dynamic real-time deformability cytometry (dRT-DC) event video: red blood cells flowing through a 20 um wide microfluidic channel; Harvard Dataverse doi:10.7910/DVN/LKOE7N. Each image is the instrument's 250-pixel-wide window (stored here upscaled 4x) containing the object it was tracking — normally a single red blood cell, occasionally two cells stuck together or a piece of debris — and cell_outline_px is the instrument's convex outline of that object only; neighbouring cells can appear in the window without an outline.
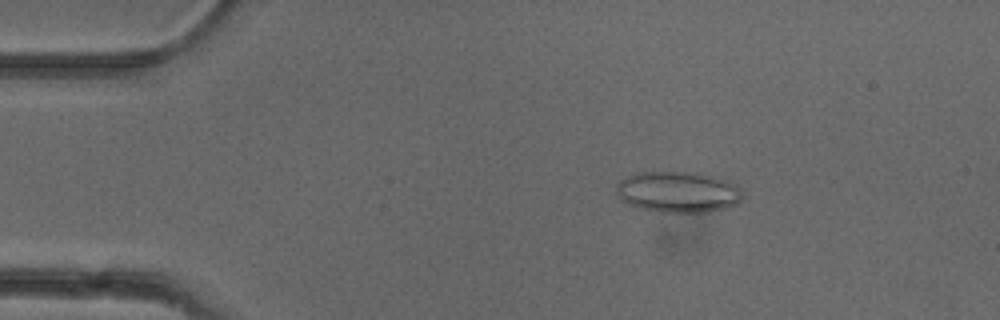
{"species": "common noctule bat (a hibernating species)", "species_latin": "Nyctalus noctula", "temperature_condition": "cold", "stored_images_in_passage": 44, "camera_frame_rate_fps": 3000, "um_per_image_px": 0.085, "animal": {"sex": "female"}, "frame": {"image": 1, "passage_image": 1, "time_ms": 0.0, "image_size_px": [1000, 320], "cell_outline_px": [[740, 200], [736, 204], [724, 208], [708, 212], [660, 212], [640, 208], [628, 204], [620, 200], [616, 192], [616, 184], [620, 180], [628, 176], [640, 172], [700, 172], [728, 180], [736, 184], [740, 188]], "centroid_in_image_um": [57.61, 16.31], "position_along_channel_um": 27.4, "area_um2": 30.35}}
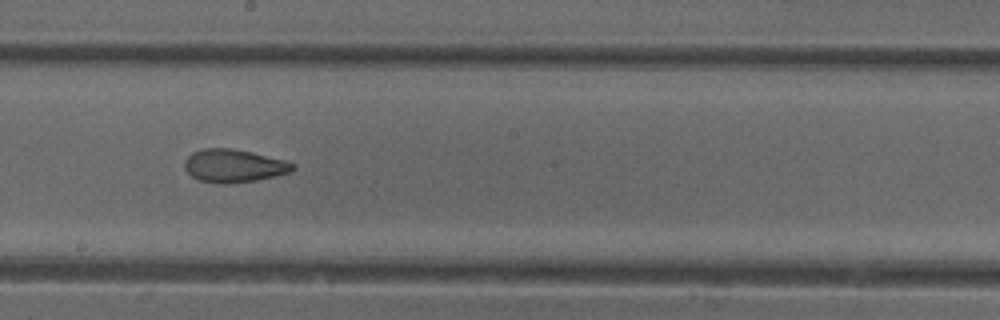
{"frame": {"image": 2, "passage_image": 21, "time_ms": 6.667, "image_size_px": [1000, 320], "cell_outline_px": [[296, 168], [292, 172], [276, 176], [256, 180], [228, 184], [220, 184], [200, 180], [192, 176], [184, 168], [184, 160], [192, 152], [204, 148], [232, 148], [252, 152], [284, 160], [296, 164]], "centroid_in_image_um": [19.89, 14.09], "position_along_channel_um": 228.3, "area_um2": 20.98}}
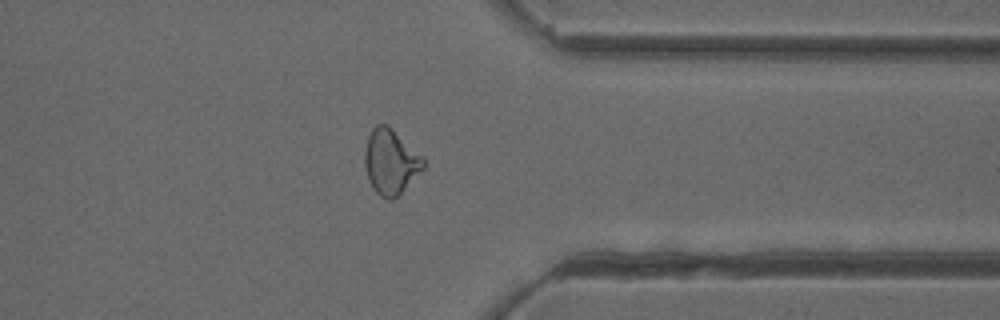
{"frame": {"image": 3, "passage_image": 33, "time_ms": 10.667, "image_size_px": [1000, 320], "cell_outline_px": [[424, 168], [392, 200], [388, 200], [380, 196], [376, 192], [368, 180], [364, 164], [364, 152], [368, 136], [372, 128], [376, 124], [388, 124], [424, 156]], "centroid_in_image_um": [33.19, 13.71], "position_along_channel_um": 378.2, "area_um2": 22.31}, "authors_computed_cell_mechanics": {"area_um2": 21.964, "velocity_mm_per_s": 3.9266, "shape_relaxation_time_tau1_ms": null, "shape_relaxation_time_tau2_ms": 1.9114, "deformation_change_tau1": null, "deformation_change_tau2": 0.0806}}